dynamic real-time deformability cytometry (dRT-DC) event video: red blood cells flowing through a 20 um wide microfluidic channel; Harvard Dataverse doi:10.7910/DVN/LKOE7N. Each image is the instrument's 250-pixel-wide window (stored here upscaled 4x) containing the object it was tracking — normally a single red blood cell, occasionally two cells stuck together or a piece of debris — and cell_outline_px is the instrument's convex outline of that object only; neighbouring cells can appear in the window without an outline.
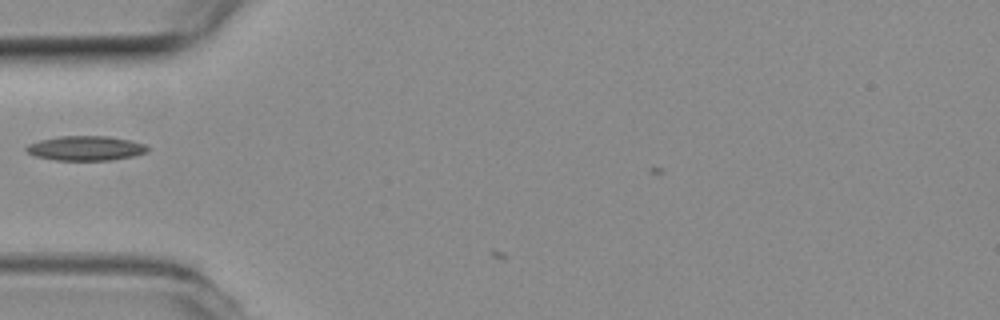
{"species": "common noctule bat (a hibernating species)", "species_latin": "Nyctalus noctula", "temperature_condition": "room temperature", "stored_images_in_passage": 4, "camera_frame_rate_fps": 3000, "um_per_image_px": 0.085, "animal": {"sex": "female", "body_mass_g": 19.3, "forearm_length_mm": 54.1}, "frame": {"image": 1, "passage_image": 3, "time_ms": 0.667, "image_size_px": [1000, 320], "cell_outline_px": [[148, 152], [132, 156], [112, 160], [56, 160], [36, 156], [28, 152], [24, 148], [28, 144], [40, 140], [60, 136], [108, 136], [128, 140], [144, 144], [148, 148]], "centroid_in_image_um": [7.27, 12.6], "position_along_channel_um": 77.7, "area_um2": 17.22}}